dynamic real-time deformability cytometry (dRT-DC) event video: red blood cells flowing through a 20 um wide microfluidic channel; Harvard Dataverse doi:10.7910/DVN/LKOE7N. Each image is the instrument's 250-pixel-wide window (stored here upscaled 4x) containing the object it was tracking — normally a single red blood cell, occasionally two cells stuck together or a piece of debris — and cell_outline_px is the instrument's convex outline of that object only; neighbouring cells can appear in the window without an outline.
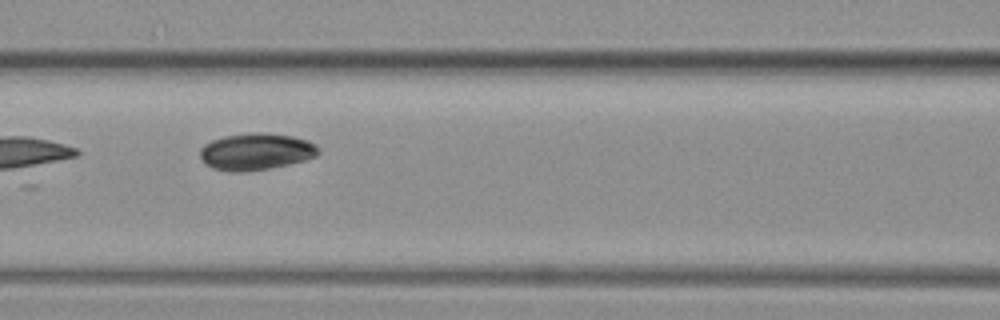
{"species": "common noctule bat (a hibernating species)", "species_latin": "Nyctalus noctula", "temperature_condition": "warm", "stored_images_in_passage": 8, "camera_frame_rate_fps": 3000, "um_per_image_px": 0.085, "animal": {"sex": "female", "body_mass_g": 19.3, "forearm_length_mm": 54.1}, "frame": {"image": 1, "passage_image": 4, "time_ms": 1.0, "image_size_px": [1000, 320], "cell_outline_px": [[320, 152], [316, 156], [304, 160], [288, 164], [268, 168], [244, 172], [232, 172], [212, 168], [200, 156], [200, 148], [204, 144], [212, 140], [224, 136], [252, 132], [264, 132], [292, 136], [308, 140], [316, 144]], "centroid_in_image_um": [21.77, 12.87], "position_along_channel_um": 144.8, "area_um2": 25.37}}
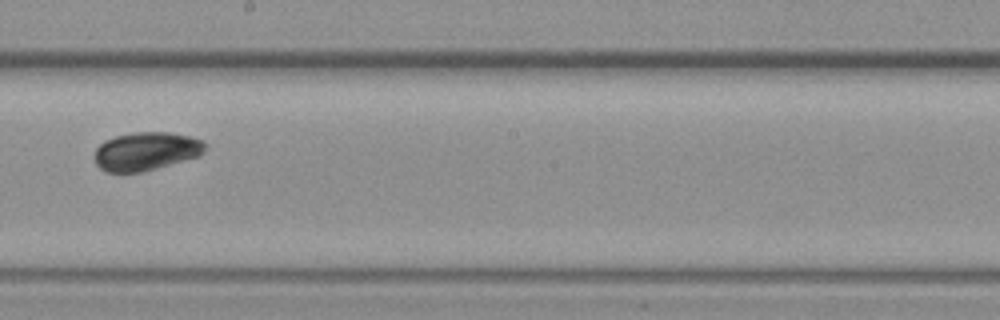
{"frame": {"image": 2, "passage_image": 6, "time_ms": 1.667, "image_size_px": [1000, 320], "cell_outline_px": [[208, 144], [200, 156], [156, 168], [140, 172], [104, 172], [96, 164], [96, 148], [104, 140], [116, 136], [132, 132], [168, 132], [188, 136], [204, 140]], "centroid_in_image_um": [12.44, 12.85], "position_along_channel_um": 235.8, "area_um2": 24.74}}